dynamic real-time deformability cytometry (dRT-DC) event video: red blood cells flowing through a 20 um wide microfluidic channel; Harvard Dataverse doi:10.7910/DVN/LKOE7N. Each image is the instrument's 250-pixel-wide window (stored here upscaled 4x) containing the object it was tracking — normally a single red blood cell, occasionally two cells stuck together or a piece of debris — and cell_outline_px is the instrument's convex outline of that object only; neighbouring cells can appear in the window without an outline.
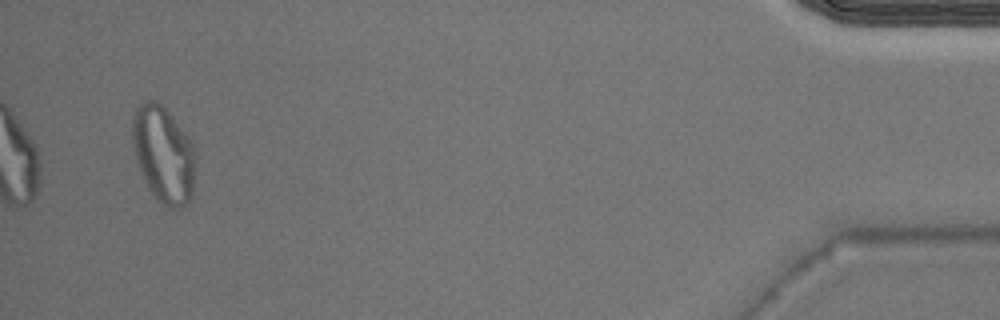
{"species": "Egyptian fruit bat (a non-hibernating species)", "species_latin": "Rousettus aegyptiacus", "temperature_condition": "warm", "stored_images_in_passage": 35, "segment_of_instrument_passage": [2, 2], "camera_frame_rate_fps": 3000, "um_per_image_px": 0.085, "animal": {"sex": "male"}, "frame": {"image": 1, "passage_image": 33, "time_ms": 10.667, "image_size_px": [1000, 320], "cell_outline_px": [[196, 156], [192, 196], [184, 204], [176, 208], [168, 208], [160, 204], [152, 192], [140, 168], [132, 144], [132, 116], [136, 108], [144, 100], [156, 100], [168, 112], [184, 132], [192, 144], [196, 152]], "centroid_in_image_um": [13.9, 13.1], "position_along_channel_um": 421.3, "area_um2": 35.08}}